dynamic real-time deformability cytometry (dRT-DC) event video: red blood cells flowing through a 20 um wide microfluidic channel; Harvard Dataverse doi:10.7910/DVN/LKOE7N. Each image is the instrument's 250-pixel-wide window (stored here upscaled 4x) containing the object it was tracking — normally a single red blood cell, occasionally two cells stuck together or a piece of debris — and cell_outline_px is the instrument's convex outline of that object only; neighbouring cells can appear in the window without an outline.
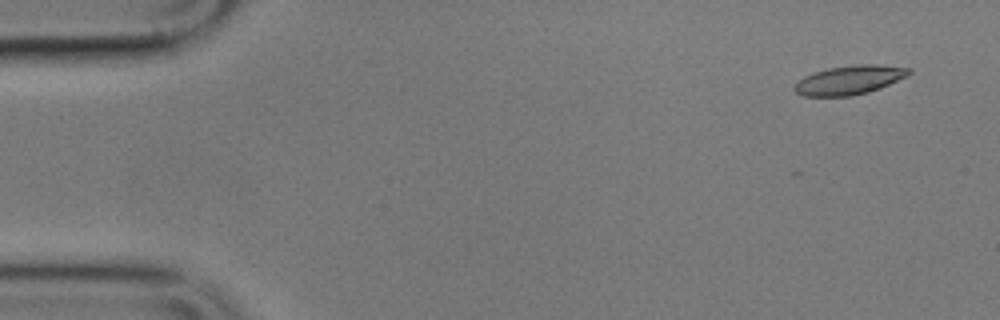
{"species": "common noctule bat (a hibernating species)", "species_latin": "Nyctalus noctula", "temperature_condition": "cold", "stored_images_in_passage": 4, "camera_frame_rate_fps": 3000, "um_per_image_px": 0.085, "animal": {"sex": "male", "body_mass_g": 17.9}, "frame": {"image": 1, "passage_image": 1, "time_ms": 0.0, "image_size_px": [1000, 320], "cell_outline_px": [[912, 72], [908, 76], [880, 88], [868, 92], [852, 96], [804, 96], [796, 92], [792, 88], [804, 76], [812, 72], [828, 68], [860, 64], [876, 64], [912, 68]], "centroid_in_image_um": [72.22, 6.79], "position_along_channel_um": 12.8, "area_um2": 19.42}}
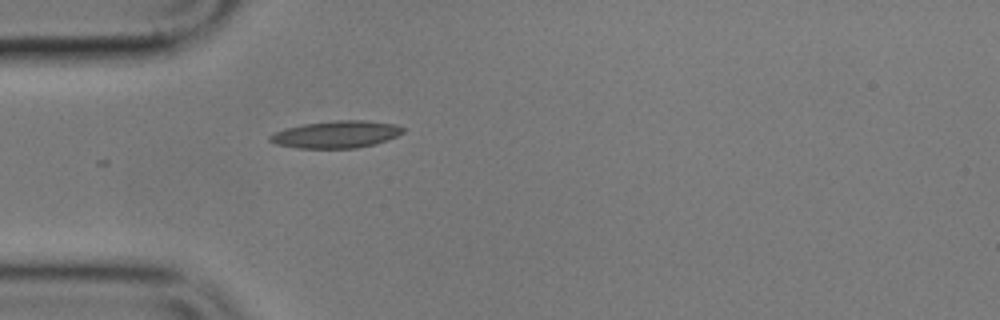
{"frame": {"image": 2, "passage_image": 4, "time_ms": 4.333, "image_size_px": [1000, 320], "cell_outline_px": [[404, 132], [396, 136], [376, 144], [356, 148], [300, 148], [276, 144], [268, 140], [268, 136], [284, 128], [304, 124], [336, 120], [364, 120], [396, 124], [404, 128]], "centroid_in_image_um": [28.58, 11.42], "position_along_channel_um": 56.4, "area_um2": 21.04}}